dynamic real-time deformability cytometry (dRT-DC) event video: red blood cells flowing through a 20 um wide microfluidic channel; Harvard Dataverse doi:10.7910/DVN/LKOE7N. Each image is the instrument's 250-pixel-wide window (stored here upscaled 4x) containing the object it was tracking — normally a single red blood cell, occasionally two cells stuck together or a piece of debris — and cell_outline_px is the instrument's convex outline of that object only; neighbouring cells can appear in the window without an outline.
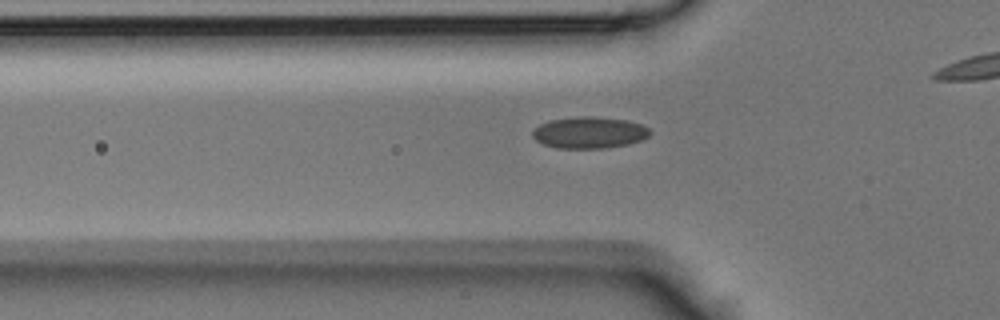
{"species": "Egyptian fruit bat (a non-hibernating species)", "species_latin": "Rousettus aegyptiacus", "temperature_condition": "room temperature", "stored_images_in_passage": 25, "camera_frame_rate_fps": 3000, "um_per_image_px": 0.085, "animal": {"sex": "male"}, "frame": {"image": 1, "passage_image": 4, "time_ms": 1.0, "image_size_px": [1000, 320], "cell_outline_px": [[652, 132], [648, 136], [640, 140], [628, 144], [604, 148], [556, 148], [544, 144], [536, 140], [532, 136], [532, 132], [540, 124], [552, 120], [580, 116], [588, 116], [628, 120], [640, 124], [648, 128]], "centroid_in_image_um": [50.1, 11.27], "position_along_channel_um": 75.7, "area_um2": 21.39}}
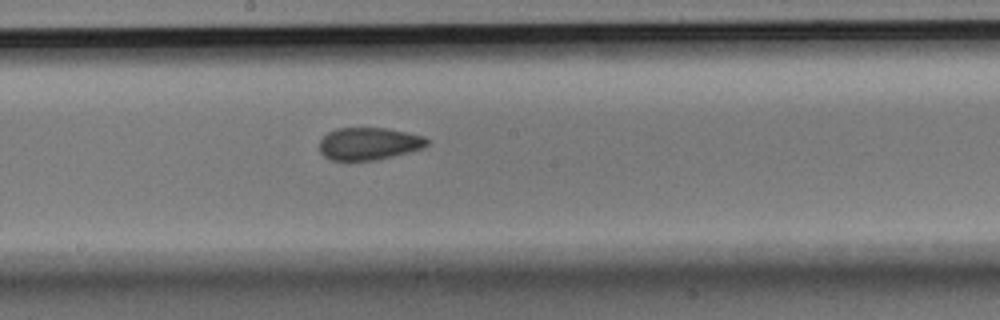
{"frame": {"image": 2, "passage_image": 13, "time_ms": 4.0, "image_size_px": [1000, 320], "cell_outline_px": [[428, 144], [424, 148], [376, 160], [332, 160], [324, 156], [320, 152], [320, 140], [328, 132], [336, 128], [384, 128], [424, 136], [428, 140]], "centroid_in_image_um": [31.34, 12.21], "position_along_channel_um": 216.9, "area_um2": 20.17}}
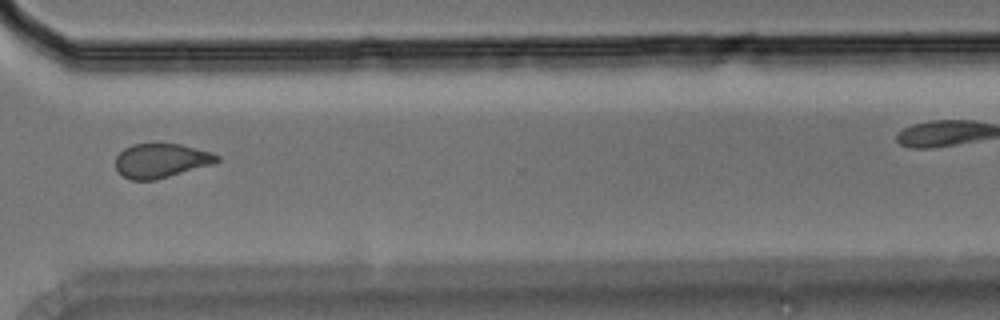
{"frame": {"image": 3, "passage_image": 22, "time_ms": 7.0, "image_size_px": [1000, 320], "cell_outline_px": [[220, 160], [212, 164], [156, 180], [132, 180], [116, 172], [116, 156], [124, 148], [132, 144], [180, 144], [212, 152], [220, 156]], "centroid_in_image_um": [13.68, 13.65], "position_along_channel_um": 356.9, "area_um2": 20.23}}